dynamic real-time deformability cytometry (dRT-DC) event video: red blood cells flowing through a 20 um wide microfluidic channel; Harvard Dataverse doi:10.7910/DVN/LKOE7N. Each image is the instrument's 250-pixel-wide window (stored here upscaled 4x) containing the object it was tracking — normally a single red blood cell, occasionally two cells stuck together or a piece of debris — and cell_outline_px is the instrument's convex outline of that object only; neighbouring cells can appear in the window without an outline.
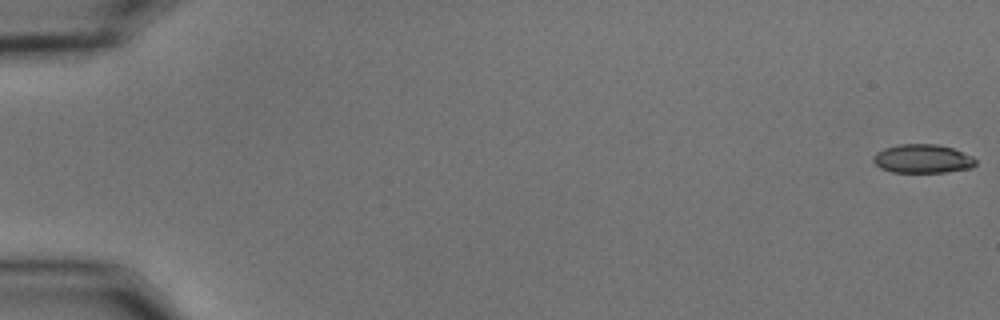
{"species": "common noctule bat (a hibernating species)", "species_latin": "Nyctalus noctula", "temperature_condition": "cold", "stored_images_in_passage": 56, "camera_frame_rate_fps": 3000, "um_per_image_px": 0.085, "animal": {"sex": "male", "body_mass_g": 15.6}, "frame": {"image": 1, "passage_image": 1, "time_ms": 0.0, "image_size_px": [1000, 320], "cell_outline_px": [[976, 164], [972, 168], [944, 172], [892, 172], [880, 168], [872, 160], [872, 156], [876, 152], [884, 148], [900, 144], [936, 144], [952, 148], [972, 156], [976, 160]], "centroid_in_image_um": [78.4, 13.49], "position_along_channel_um": 6.6, "area_um2": 17.17}}
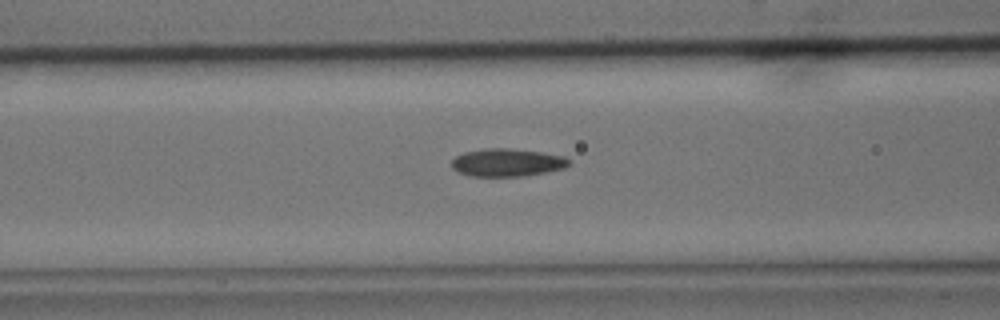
{"frame": {"image": 2, "passage_image": 24, "time_ms": 7.667, "image_size_px": [1000, 320], "cell_outline_px": [[572, 160], [564, 168], [524, 176], [468, 176], [452, 168], [452, 160], [456, 156], [464, 152], [484, 148], [508, 148], [540, 152], [564, 156]], "centroid_in_image_um": [43.09, 13.81], "position_along_channel_um": 123.5, "area_um2": 18.96}}
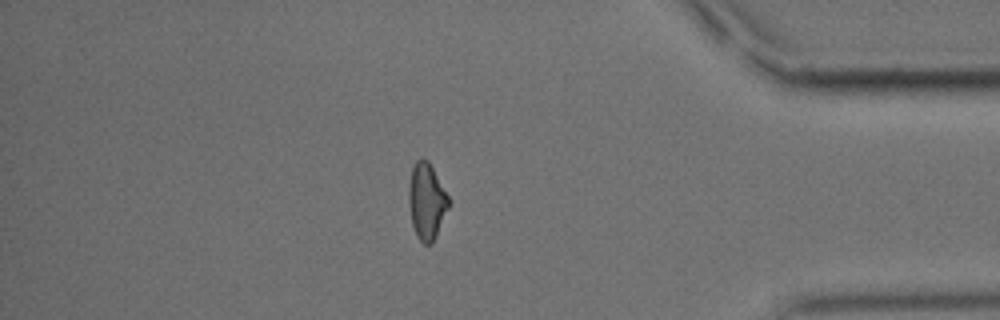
{"frame": {"image": 3, "passage_image": 49, "time_ms": 16.0, "image_size_px": [1000, 320], "cell_outline_px": [[448, 208], [436, 236], [432, 244], [424, 244], [416, 236], [412, 224], [408, 204], [408, 188], [412, 168], [416, 160], [420, 156], [428, 160], [448, 196]], "centroid_in_image_um": [36.23, 17.1], "position_along_channel_um": 399.0, "area_um2": 17.69}, "authors_computed_cell_mechanics": {"area_um2": 18.2359, "velocity_mm_per_s": 3.6407, "shape_relaxation_time_tau1_ms": 11.1067, "shape_relaxation_time_tau2_ms": 2.7833, "deformation_change_tau1": 0.2271, "deformation_change_tau2": 0.0936}}